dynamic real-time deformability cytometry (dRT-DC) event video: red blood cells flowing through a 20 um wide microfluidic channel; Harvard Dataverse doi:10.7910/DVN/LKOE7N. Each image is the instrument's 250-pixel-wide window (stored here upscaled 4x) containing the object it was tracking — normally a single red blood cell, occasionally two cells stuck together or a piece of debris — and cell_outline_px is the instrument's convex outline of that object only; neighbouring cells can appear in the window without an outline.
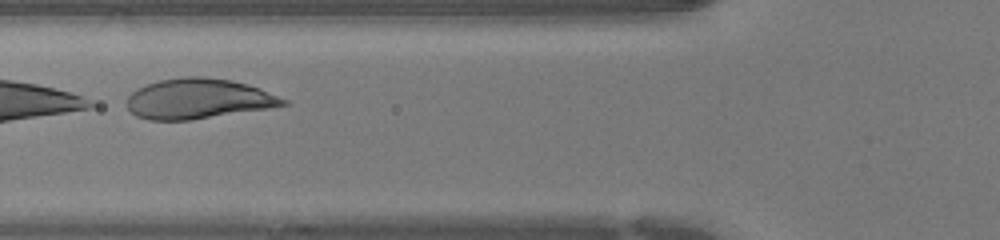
{"species": "human", "species_latin": "Homo sapiens", "temperature_condition": "warm", "stored_images_in_passage": 13, "camera_frame_rate_fps": 3000, "um_per_image_px": 0.085, "donor": {"sex": "female"}, "frame": {"image": 1, "passage_image": 10, "time_ms": 3.0, "image_size_px": [1000, 240], "cell_outline_px": [[288, 104], [264, 108], [188, 120], [148, 120], [136, 116], [128, 108], [128, 96], [136, 88], [160, 80], [188, 76], [200, 76], [232, 80], [256, 88], [288, 100]], "centroid_in_image_um": [16.78, 8.39], "position_along_channel_um": 109.0, "area_um2": 35.78}}